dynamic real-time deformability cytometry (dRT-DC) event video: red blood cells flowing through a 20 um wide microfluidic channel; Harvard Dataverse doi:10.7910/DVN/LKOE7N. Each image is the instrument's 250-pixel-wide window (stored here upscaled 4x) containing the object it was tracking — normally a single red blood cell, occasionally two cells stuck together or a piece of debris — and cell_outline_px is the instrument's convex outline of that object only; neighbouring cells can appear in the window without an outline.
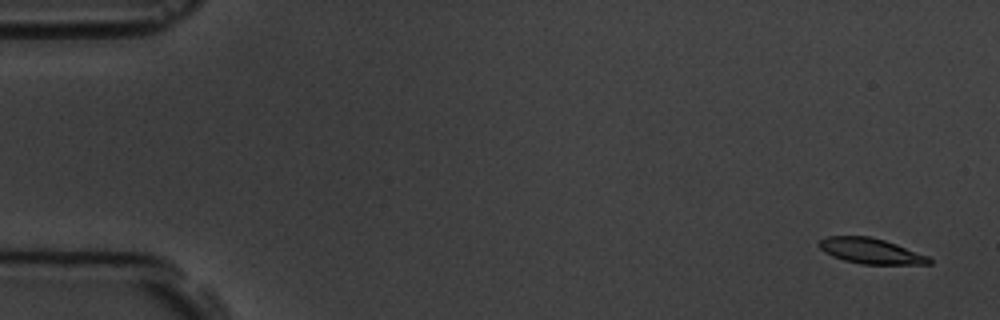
{"species": "common noctule bat (a hibernating species)", "species_latin": "Nyctalus noctula", "temperature_condition": "room temperature", "stored_images_in_passage": 15, "camera_frame_rate_fps": 3000, "um_per_image_px": 0.085, "animal": {"sex": "male", "body_mass_g": 19.5, "forearm_length_mm": 54.6}, "frame": {"image": 1, "passage_image": 1, "time_ms": 0.0, "image_size_px": [1000, 320], "cell_outline_px": [[932, 264], [860, 264], [844, 260], [832, 256], [824, 252], [816, 244], [820, 240], [828, 236], [868, 236], [884, 240], [896, 244], [928, 256], [932, 260]], "centroid_in_image_um": [73.99, 21.33], "position_along_channel_um": 11.0, "area_um2": 16.3}}
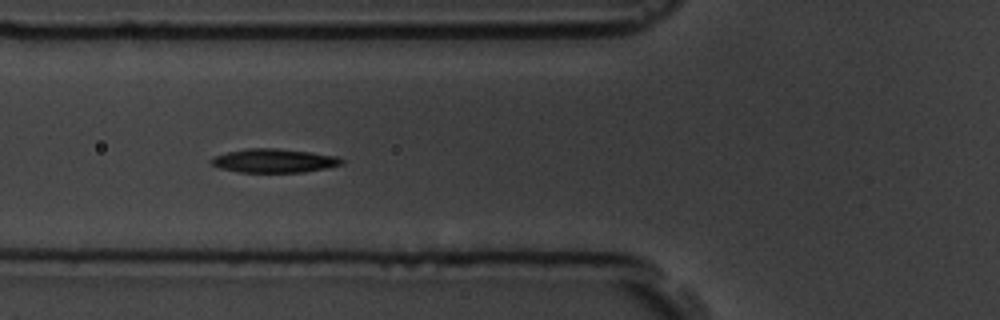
{"frame": {"image": 2, "passage_image": 6, "time_ms": 6.333, "image_size_px": [1000, 320], "cell_outline_px": [[344, 164], [304, 172], [240, 172], [220, 168], [212, 164], [208, 160], [216, 156], [228, 152], [248, 148], [276, 148], [308, 152], [336, 156], [344, 160]], "centroid_in_image_um": [23.29, 13.66], "position_along_channel_um": 102.5, "area_um2": 17.86}}
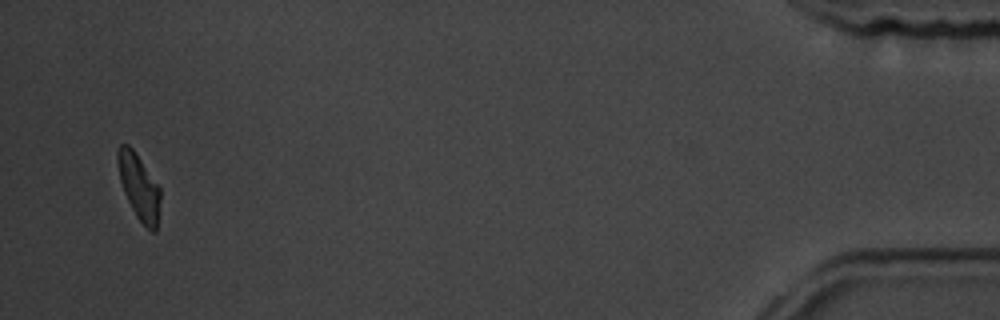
{"frame": {"image": 3, "passage_image": 15, "time_ms": 17.667, "image_size_px": [1000, 320], "cell_outline_px": [[160, 200], [156, 232], [152, 232], [136, 216], [124, 192], [120, 180], [116, 160], [116, 152], [120, 144], [128, 144], [132, 148], [160, 188]], "centroid_in_image_um": [11.79, 15.86], "position_along_channel_um": 423.4, "area_um2": 16.01}, "authors_computed_cell_mechanics": {"area_um2": 17.629, "velocity_mm_per_s": 3.5735, "shape_relaxation_time_tau1_ms": 2.4024, "shape_relaxation_time_tau2_ms": null, "deformation_change_tau1": 0.0969, "deformation_change_tau2": null}}